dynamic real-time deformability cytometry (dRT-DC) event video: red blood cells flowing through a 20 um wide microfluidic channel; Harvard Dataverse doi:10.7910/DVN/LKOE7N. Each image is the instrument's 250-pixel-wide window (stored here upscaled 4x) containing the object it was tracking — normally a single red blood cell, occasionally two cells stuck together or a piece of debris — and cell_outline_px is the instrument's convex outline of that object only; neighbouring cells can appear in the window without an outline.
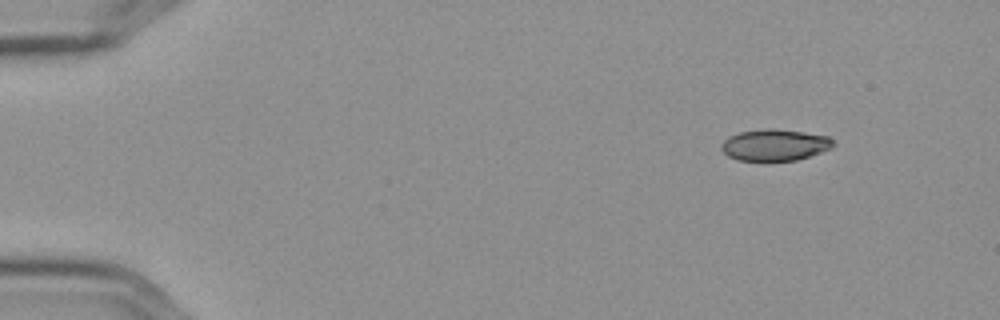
{"species": "Egyptian fruit bat (a non-hibernating species)", "species_latin": "Rousettus aegyptiacus", "temperature_condition": "cold", "stored_images_in_passage": 4, "camera_frame_rate_fps": 3000, "um_per_image_px": 0.085, "frame": {"image": 1, "passage_image": 1, "time_ms": 0.0, "image_size_px": [1000, 320], "cell_outline_px": [[836, 144], [832, 148], [796, 160], [736, 160], [728, 156], [720, 148], [720, 144], [728, 136], [740, 132], [768, 128], [772, 128], [804, 132], [828, 136]], "centroid_in_image_um": [65.84, 12.31], "position_along_channel_um": 19.2, "area_um2": 20.46}}
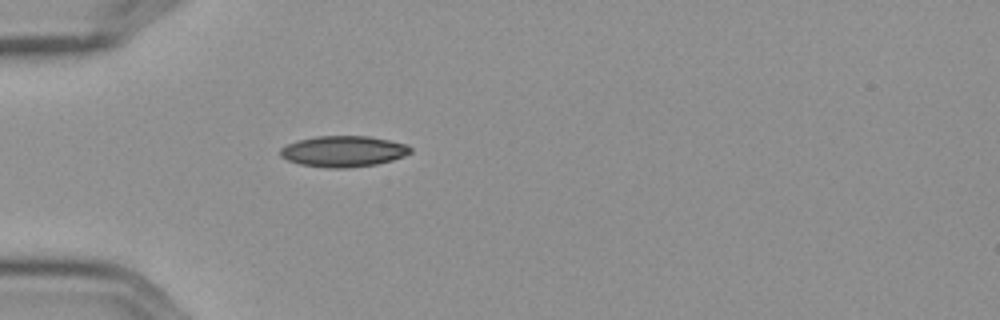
{"frame": {"image": 2, "passage_image": 4, "time_ms": 1.0, "image_size_px": [1000, 320], "cell_outline_px": [[412, 152], [404, 156], [392, 160], [376, 164], [344, 168], [328, 168], [300, 164], [288, 160], [280, 156], [280, 148], [296, 140], [316, 136], [368, 136], [408, 144], [412, 148]], "centroid_in_image_um": [29.19, 12.86], "position_along_channel_um": 55.8, "area_um2": 23.52}}